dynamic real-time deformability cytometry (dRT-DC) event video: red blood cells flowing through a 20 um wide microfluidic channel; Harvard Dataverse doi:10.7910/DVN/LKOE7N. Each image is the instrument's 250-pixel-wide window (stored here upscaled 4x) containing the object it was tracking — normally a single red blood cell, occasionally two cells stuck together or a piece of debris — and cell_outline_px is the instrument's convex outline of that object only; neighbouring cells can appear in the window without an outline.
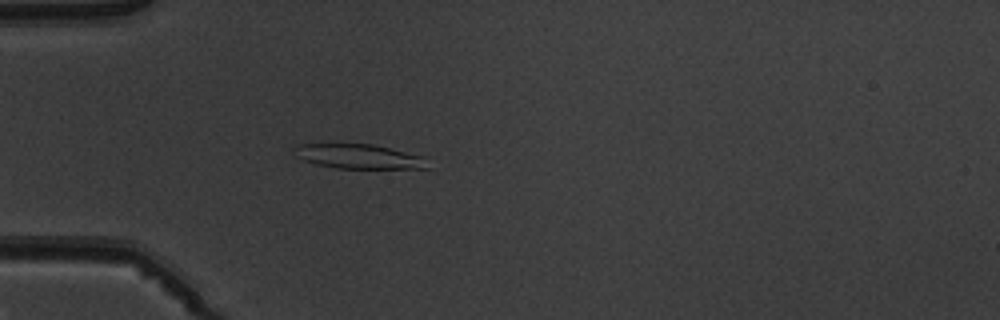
{"species": "common noctule bat (a hibernating species)", "species_latin": "Nyctalus noctula", "temperature_condition": "warm", "stored_images_in_passage": 3, "camera_frame_rate_fps": 3000, "um_per_image_px": 0.085, "animal": {"sex": "male", "body_mass_g": 19.5, "forearm_length_mm": 54.6}, "frame": {"image": 1, "passage_image": 3, "time_ms": 3.333, "image_size_px": [1000, 320], "cell_outline_px": [[428, 168], [336, 168], [316, 164], [304, 160], [296, 156], [292, 152], [292, 148], [296, 144], [372, 144], [424, 156]], "centroid_in_image_um": [30.43, 13.29], "position_along_channel_um": 54.6, "area_um2": 18.96}}